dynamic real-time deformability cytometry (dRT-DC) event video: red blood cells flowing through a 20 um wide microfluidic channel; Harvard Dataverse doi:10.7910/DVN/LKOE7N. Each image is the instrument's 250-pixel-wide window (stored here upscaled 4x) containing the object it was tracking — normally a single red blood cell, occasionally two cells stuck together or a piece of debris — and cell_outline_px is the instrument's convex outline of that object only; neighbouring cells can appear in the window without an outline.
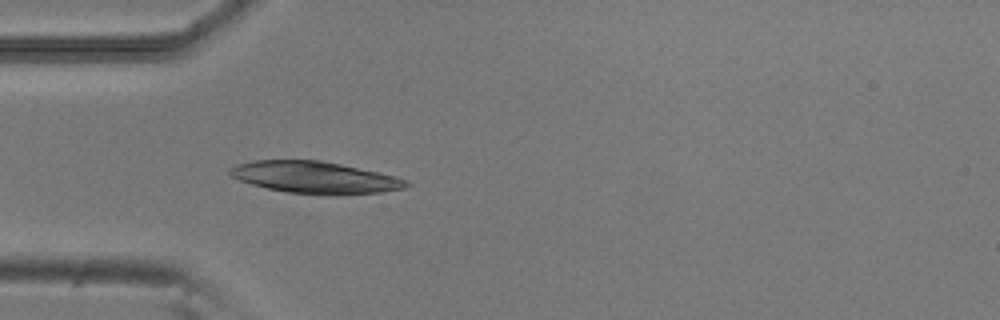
{"species": "common noctule bat (a hibernating species)", "species_latin": "Nyctalus noctula", "temperature_condition": "room temperature", "stored_images_in_passage": 4, "camera_frame_rate_fps": 3000, "um_per_image_px": 0.085, "animal": {"sex": "male", "body_mass_g": 20.5, "forearm_length_mm": 52.5}, "frame": {"image": 1, "passage_image": 4, "time_ms": 1.0, "image_size_px": [1000, 320], "cell_outline_px": [[412, 184], [404, 188], [380, 192], [336, 196], [320, 196], [288, 192], [268, 188], [252, 184], [240, 180], [232, 176], [228, 172], [236, 164], [256, 160], [320, 160], [340, 164], [376, 172], [408, 180]], "centroid_in_image_um": [26.79, 15.1], "position_along_channel_um": 58.2, "area_um2": 32.77}}